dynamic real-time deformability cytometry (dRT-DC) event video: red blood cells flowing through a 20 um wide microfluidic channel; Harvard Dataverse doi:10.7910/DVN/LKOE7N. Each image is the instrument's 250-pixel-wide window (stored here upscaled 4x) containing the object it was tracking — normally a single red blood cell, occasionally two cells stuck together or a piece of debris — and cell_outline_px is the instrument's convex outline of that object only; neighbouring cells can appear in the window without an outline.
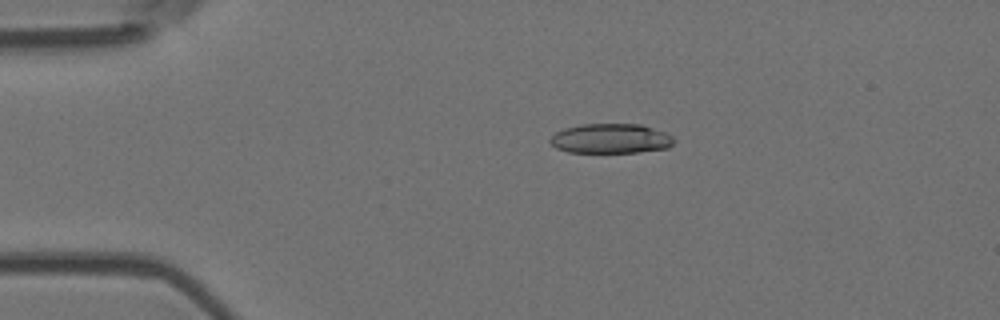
{"species": "Egyptian fruit bat (a non-hibernating species)", "species_latin": "Rousettus aegyptiacus", "temperature_condition": "room temperature", "stored_images_in_passage": 4, "camera_frame_rate_fps": 3000, "um_per_image_px": 0.085, "animal": {"sex": "female"}, "frame": {"image": 1, "passage_image": 1, "time_ms": 0.0, "image_size_px": [1000, 320], "cell_outline_px": [[676, 140], [668, 148], [640, 152], [568, 152], [556, 148], [548, 140], [556, 132], [564, 128], [580, 124], [640, 124], [668, 132]], "centroid_in_image_um": [51.94, 11.77], "position_along_channel_um": 33.1, "area_um2": 21.62}}
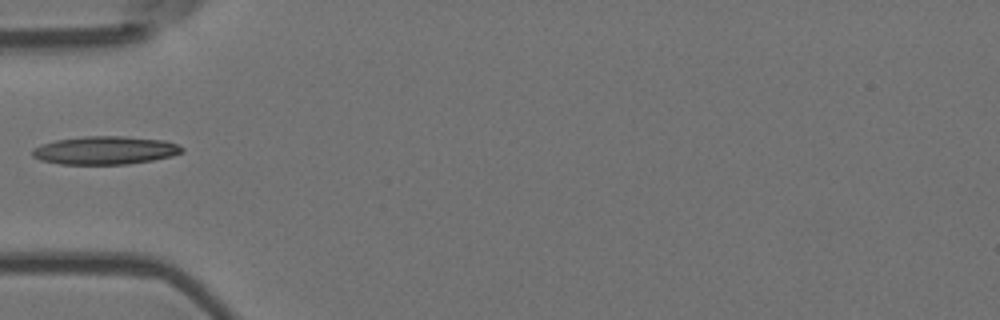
{"frame": {"image": 2, "passage_image": 3, "time_ms": 0.667, "image_size_px": [1000, 320], "cell_outline_px": [[184, 152], [172, 156], [152, 160], [128, 164], [60, 164], [40, 160], [32, 156], [32, 152], [36, 148], [44, 144], [56, 140], [88, 136], [124, 136], [164, 140], [176, 144], [184, 148]], "centroid_in_image_um": [8.98, 12.78], "position_along_channel_um": 76.0, "area_um2": 24.39}}
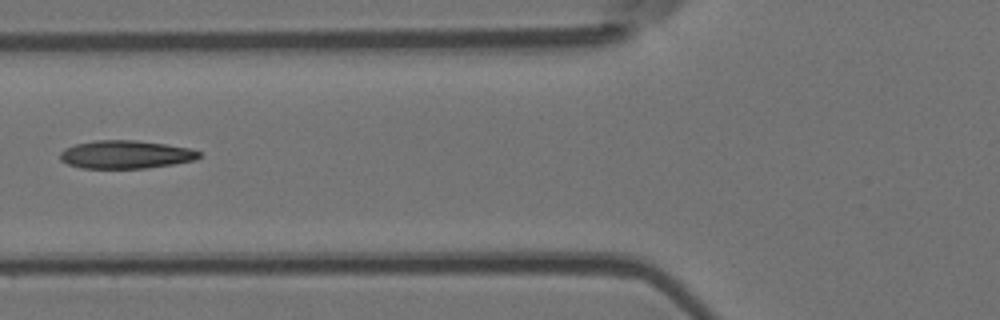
{"frame": {"image": 3, "passage_image": 4, "time_ms": 1.0, "image_size_px": [1000, 320], "cell_outline_px": [[200, 156], [196, 160], [148, 168], [80, 168], [68, 164], [60, 160], [60, 152], [64, 148], [76, 144], [96, 140], [136, 140], [164, 144], [188, 148], [200, 152]], "centroid_in_image_um": [10.65, 13.13], "position_along_channel_um": 115.1, "area_um2": 22.72}}